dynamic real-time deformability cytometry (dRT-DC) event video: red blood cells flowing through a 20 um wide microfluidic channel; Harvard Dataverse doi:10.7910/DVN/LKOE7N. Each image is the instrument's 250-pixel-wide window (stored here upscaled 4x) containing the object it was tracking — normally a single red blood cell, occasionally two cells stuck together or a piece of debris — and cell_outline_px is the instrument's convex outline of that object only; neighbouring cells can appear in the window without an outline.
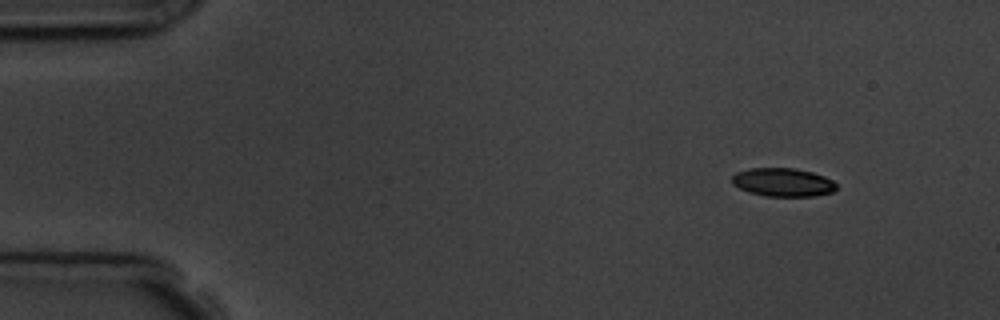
{"species": "common noctule bat (a hibernating species)", "species_latin": "Nyctalus noctula", "temperature_condition": "room temperature", "stored_images_in_passage": 4, "camera_frame_rate_fps": 3000, "um_per_image_px": 0.085, "animal": {"sex": "male", "body_mass_g": 19.5, "forearm_length_mm": 54.6}, "frame": {"image": 1, "passage_image": 1, "time_ms": 0.0, "image_size_px": [1000, 320], "cell_outline_px": [[836, 188], [832, 192], [812, 196], [764, 196], [748, 192], [732, 184], [732, 176], [736, 172], [748, 168], [796, 168], [812, 172], [824, 176], [832, 180], [836, 184]], "centroid_in_image_um": [66.52, 15.49], "position_along_channel_um": 18.5, "area_um2": 17.34}}
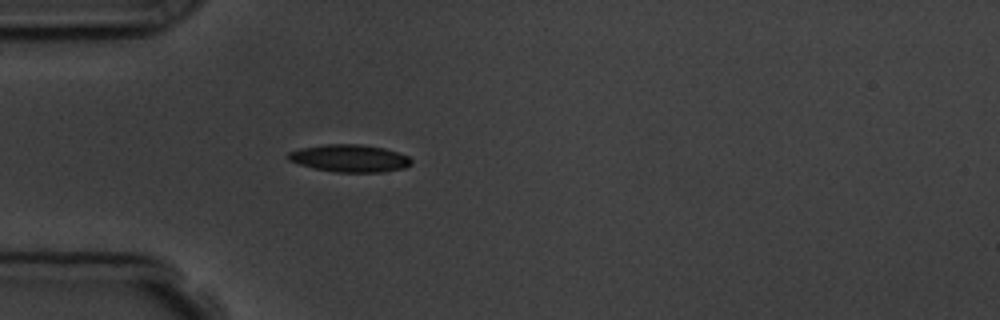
{"frame": {"image": 2, "passage_image": 4, "time_ms": 3.333, "image_size_px": [1000, 320], "cell_outline_px": [[412, 164], [404, 168], [380, 172], [336, 172], [316, 168], [300, 164], [288, 160], [284, 156], [288, 152], [300, 148], [324, 144], [364, 144], [384, 148], [408, 156], [412, 160]], "centroid_in_image_um": [29.7, 13.44], "position_along_channel_um": 55.3, "area_um2": 19.71}}